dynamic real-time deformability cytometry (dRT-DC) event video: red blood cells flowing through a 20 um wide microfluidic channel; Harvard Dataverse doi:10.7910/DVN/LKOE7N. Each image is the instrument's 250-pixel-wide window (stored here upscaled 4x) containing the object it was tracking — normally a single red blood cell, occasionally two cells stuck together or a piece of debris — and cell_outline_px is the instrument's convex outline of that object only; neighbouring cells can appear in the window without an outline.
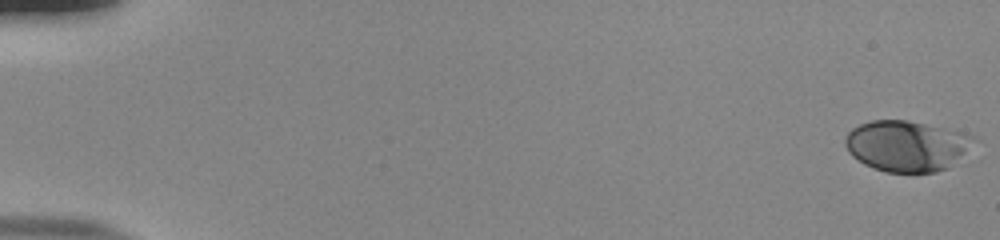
{"species": "human", "species_latin": "Homo sapiens", "temperature_condition": "room temperature", "stored_images_in_passage": 55, "camera_frame_rate_fps": 3000, "um_per_image_px": 0.085, "donor": {"sex": "male"}, "frame": {"image": 1, "passage_image": 1, "time_ms": 0.0, "image_size_px": [1000, 240], "cell_outline_px": [[980, 140], [948, 168], [936, 172], [884, 172], [864, 164], [852, 156], [848, 152], [844, 144], [844, 140], [848, 132], [852, 128], [860, 124], [872, 120], [908, 120], [968, 132], [976, 136]], "centroid_in_image_um": [77.12, 12.38], "position_along_channel_um": 7.9, "area_um2": 38.73}}
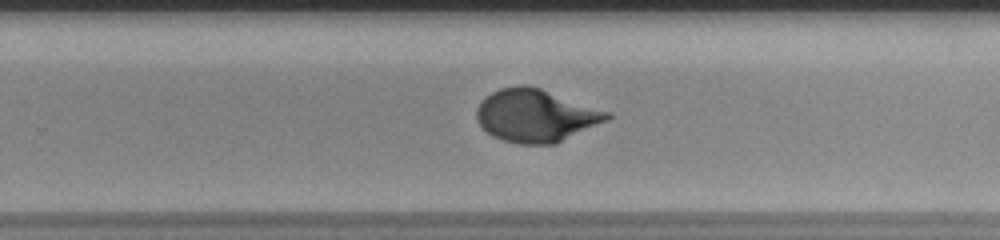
{"frame": {"image": 2, "passage_image": 37, "time_ms": 12.0, "image_size_px": [1000, 240], "cell_outline_px": [[612, 116], [608, 120], [556, 144], [520, 144], [504, 140], [492, 136], [476, 120], [476, 108], [492, 92], [500, 88], [520, 84], [524, 84], [540, 88], [612, 112]], "centroid_in_image_um": [45.58, 9.82], "position_along_channel_um": 284.2, "area_um2": 40.06}}
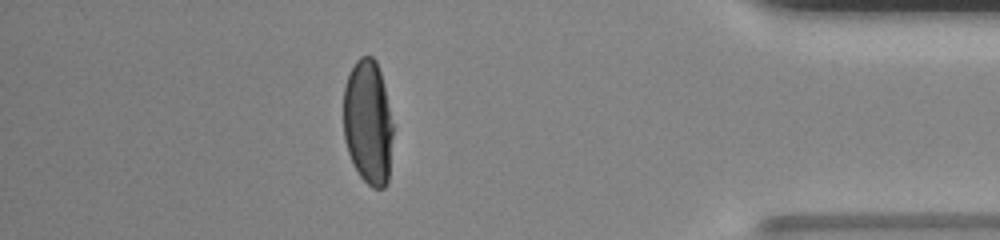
{"frame": {"image": 3, "passage_image": 49, "time_ms": 16.0, "image_size_px": [1000, 240], "cell_outline_px": [[392, 136], [388, 184], [384, 188], [372, 188], [360, 176], [348, 152], [344, 140], [344, 84], [348, 72], [356, 60], [360, 56], [372, 56], [376, 60], [380, 72], [384, 88], [392, 124]], "centroid_in_image_um": [31.26, 10.39], "position_along_channel_um": 403.9, "area_um2": 35.89}, "authors_computed_cell_mechanics": {"area_um2": 37.9746, "velocity_mm_per_s": 3.8097, "shape_relaxation_time_tau1_ms": 4.2097, "shape_relaxation_time_tau2_ms": null, "deformation_change_tau1": 0.1935, "deformation_change_tau2": null}}